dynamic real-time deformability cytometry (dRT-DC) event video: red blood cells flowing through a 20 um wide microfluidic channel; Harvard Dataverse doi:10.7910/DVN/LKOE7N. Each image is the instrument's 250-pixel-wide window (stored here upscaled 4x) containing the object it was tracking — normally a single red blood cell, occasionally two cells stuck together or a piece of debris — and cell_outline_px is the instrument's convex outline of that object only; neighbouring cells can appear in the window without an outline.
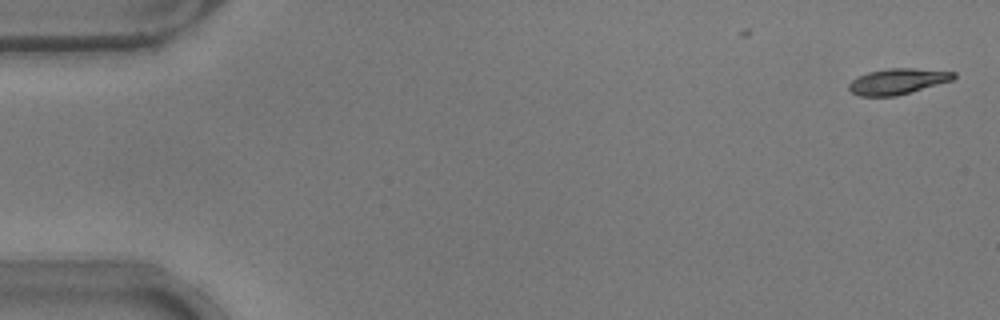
{"species": "common noctule bat (a hibernating species)", "species_latin": "Nyctalus noctula", "temperature_condition": "warm", "stored_images_in_passage": 12, "camera_frame_rate_fps": 3000, "um_per_image_px": 0.085, "animal": {"sex": "male", "body_mass_g": 17.9}, "frame": {"image": 1, "passage_image": 1, "time_ms": 0.0, "image_size_px": [1000, 320], "cell_outline_px": [[956, 76], [952, 80], [896, 96], [860, 96], [852, 92], [848, 88], [848, 84], [856, 76], [868, 72], [888, 68], [912, 68], [956, 72]], "centroid_in_image_um": [76.26, 6.91], "position_along_channel_um": 8.7, "area_um2": 15.66}}